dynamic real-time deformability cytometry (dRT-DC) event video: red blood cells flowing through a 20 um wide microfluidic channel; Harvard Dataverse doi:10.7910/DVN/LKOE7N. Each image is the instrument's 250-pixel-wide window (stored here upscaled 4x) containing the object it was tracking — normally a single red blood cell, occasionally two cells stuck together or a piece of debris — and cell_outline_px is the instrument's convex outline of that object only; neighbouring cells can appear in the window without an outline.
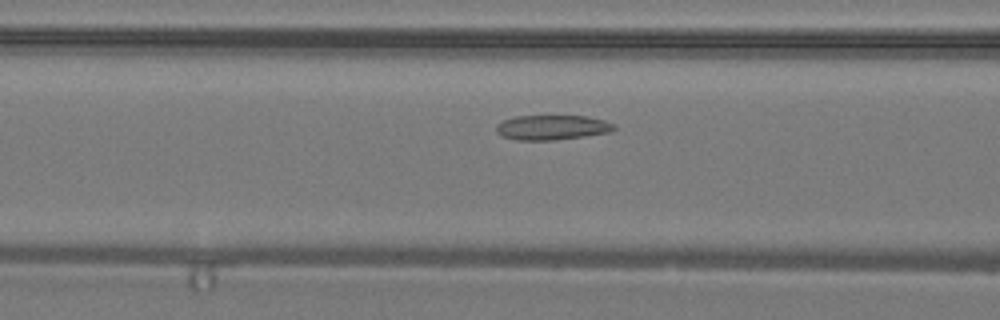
{"species": "common noctule bat (a hibernating species)", "species_latin": "Nyctalus noctula", "temperature_condition": "warm", "stored_images_in_passage": 31, "camera_frame_rate_fps": 3000, "um_per_image_px": 0.085, "animal": {"sex": "male", "body_mass_g": 19.2, "forearm_length_mm": 51.8}, "frame": {"image": 1, "passage_image": 10, "time_ms": 3.0, "image_size_px": [1000, 320], "cell_outline_px": [[616, 128], [608, 132], [584, 136], [556, 140], [516, 140], [504, 136], [496, 132], [496, 124], [504, 120], [516, 116], [588, 116], [604, 120], [616, 124]], "centroid_in_image_um": [46.93, 10.83], "position_along_channel_um": 119.7, "area_um2": 16.99}}
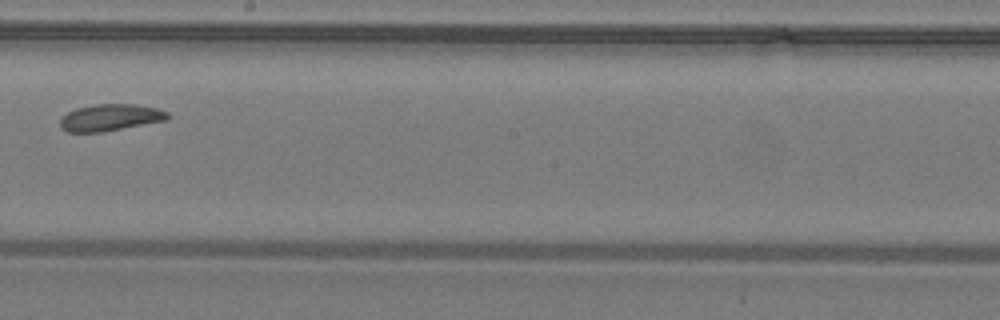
{"frame": {"image": 2, "passage_image": 17, "time_ms": 5.333, "image_size_px": [1000, 320], "cell_outline_px": [[168, 120], [104, 132], [68, 132], [60, 128], [60, 120], [68, 112], [76, 108], [96, 104], [136, 104], [156, 108], [168, 112]], "centroid_in_image_um": [9.38, 9.99], "position_along_channel_um": 238.8, "area_um2": 16.82}}
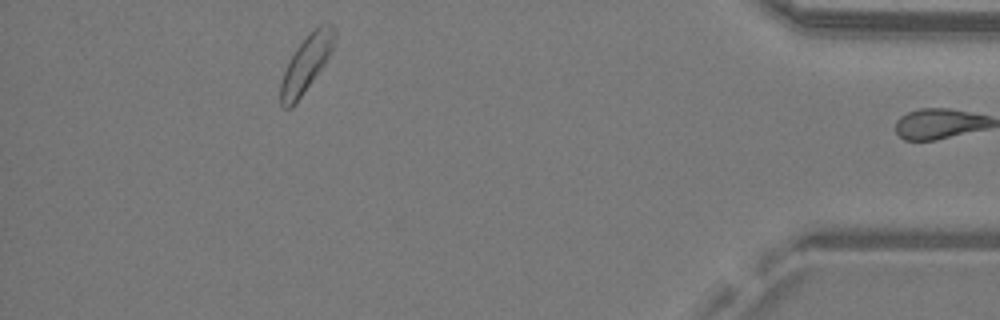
{"frame": {"image": 3, "passage_image": 30, "time_ms": 9.667, "image_size_px": [1000, 320], "cell_outline_px": [[336, 40], [332, 52], [324, 64], [292, 108], [284, 108], [280, 104], [280, 84], [288, 60], [296, 48], [320, 24], [332, 24], [336, 28]], "centroid_in_image_um": [26.04, 5.41], "position_along_channel_um": 409.2, "area_um2": 17.51}}